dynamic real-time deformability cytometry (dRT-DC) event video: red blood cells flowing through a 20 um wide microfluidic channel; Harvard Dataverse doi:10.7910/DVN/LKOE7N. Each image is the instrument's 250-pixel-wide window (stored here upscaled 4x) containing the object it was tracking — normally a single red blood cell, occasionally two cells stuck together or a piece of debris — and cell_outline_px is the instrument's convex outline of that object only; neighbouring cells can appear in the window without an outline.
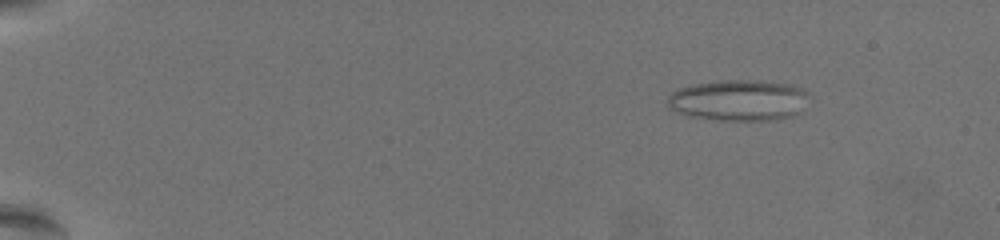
{"species": "common noctule bat (a hibernating species)", "species_latin": "Nyctalus noctula", "temperature_condition": "warm", "stored_images_in_passage": 63, "camera_frame_rate_fps": 3000, "um_per_image_px": 0.085, "animal": {"sex": "female", "body_mass_g": 19.5, "forearm_length_mm": 54.1}, "frame": {"image": 1, "passage_image": 10, "time_ms": 3.0, "image_size_px": [1000, 240], "cell_outline_px": [[808, 96], [800, 112], [792, 116], [776, 120], [712, 120], [688, 116], [668, 108], [668, 96], [672, 92], [680, 88], [692, 84], [716, 80], [756, 80], [792, 84], [804, 88], [808, 92]], "centroid_in_image_um": [62.79, 8.52], "position_along_channel_um": 22.2, "area_um2": 34.28}}
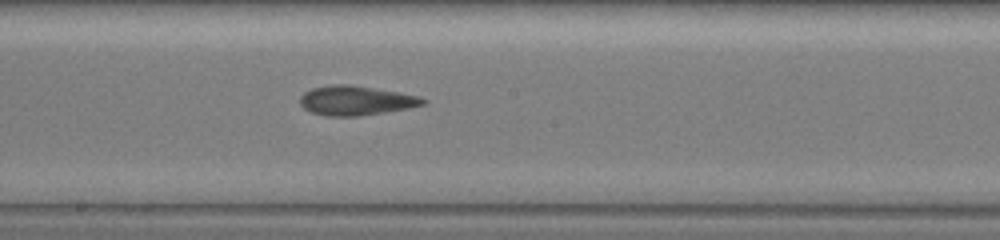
{"frame": {"image": 2, "passage_image": 38, "time_ms": 12.333, "image_size_px": [1000, 240], "cell_outline_px": [[424, 104], [408, 108], [360, 116], [328, 116], [312, 112], [304, 108], [300, 104], [300, 96], [304, 92], [312, 88], [336, 84], [348, 84], [396, 92], [416, 96], [424, 100]], "centroid_in_image_um": [30.18, 8.55], "position_along_channel_um": 218.0, "area_um2": 20.63}}
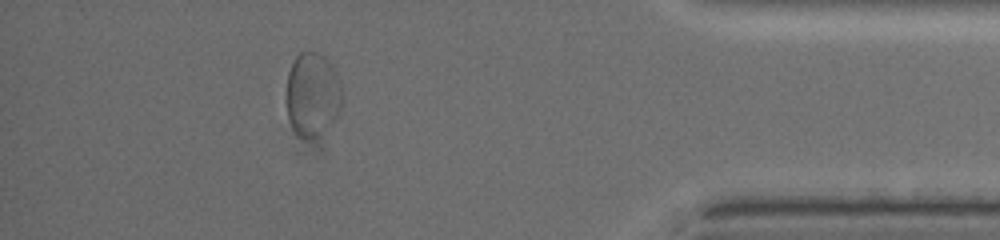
{"frame": {"image": 3, "passage_image": 57, "time_ms": 18.667, "image_size_px": [1000, 240], "cell_outline_px": [[340, 108], [332, 120], [320, 132], [312, 136], [300, 136], [292, 128], [288, 116], [288, 72], [296, 56], [300, 52], [316, 52], [324, 56], [332, 64], [340, 88]], "centroid_in_image_um": [26.53, 7.96], "position_along_channel_um": 408.7, "area_um2": 25.95}, "authors_computed_cell_mechanics": {"area_um2": 23.7558, "velocity_mm_per_s": 3.5592, "shape_relaxation_time_tau1_ms": null, "shape_relaxation_time_tau2_ms": 3.2137, "deformation_change_tau1": null, "deformation_change_tau2": 0.1253}}